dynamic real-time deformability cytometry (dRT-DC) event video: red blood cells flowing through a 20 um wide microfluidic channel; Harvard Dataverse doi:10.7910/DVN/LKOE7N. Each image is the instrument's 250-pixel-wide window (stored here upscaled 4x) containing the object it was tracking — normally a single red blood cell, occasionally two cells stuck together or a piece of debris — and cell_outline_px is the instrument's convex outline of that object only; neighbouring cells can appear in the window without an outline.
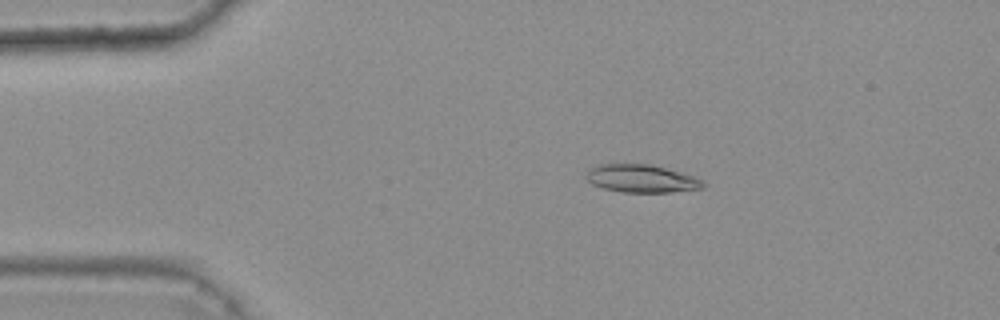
{"species": "common noctule bat (a hibernating species)", "species_latin": "Nyctalus noctula", "temperature_condition": "warm", "stored_images_in_passage": 47, "camera_frame_rate_fps": 3000, "um_per_image_px": 0.085, "animal": {"sex": "female", "body_mass_g": 25.1}, "frame": {"image": 1, "passage_image": 11, "time_ms": 3.333, "image_size_px": [1000, 320], "cell_outline_px": [[708, 184], [704, 188], [668, 192], [620, 192], [604, 188], [592, 184], [584, 176], [592, 168], [600, 164], [648, 164], [664, 168], [692, 176]], "centroid_in_image_um": [54.52, 15.19], "position_along_channel_um": 30.5, "area_um2": 18.67}}
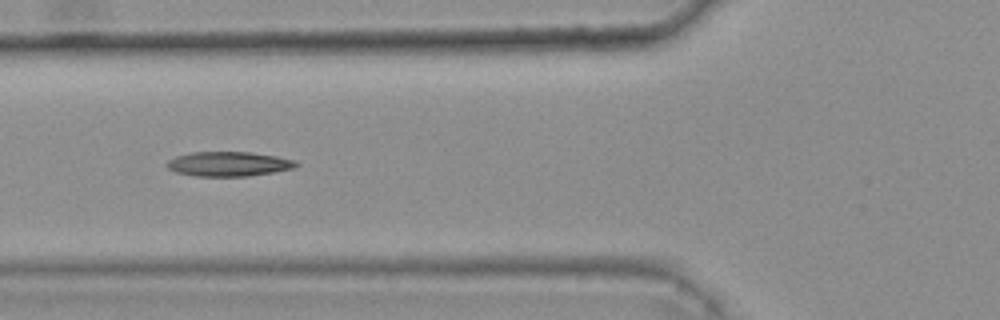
{"frame": {"image": 2, "passage_image": 21, "time_ms": 6.667, "image_size_px": [1000, 320], "cell_outline_px": [[300, 164], [292, 168], [272, 172], [248, 176], [196, 176], [176, 172], [168, 168], [164, 164], [168, 160], [176, 156], [192, 152], [248, 152], [276, 156], [296, 160]], "centroid_in_image_um": [19.41, 13.93], "position_along_channel_um": 106.4, "area_um2": 18.44}}
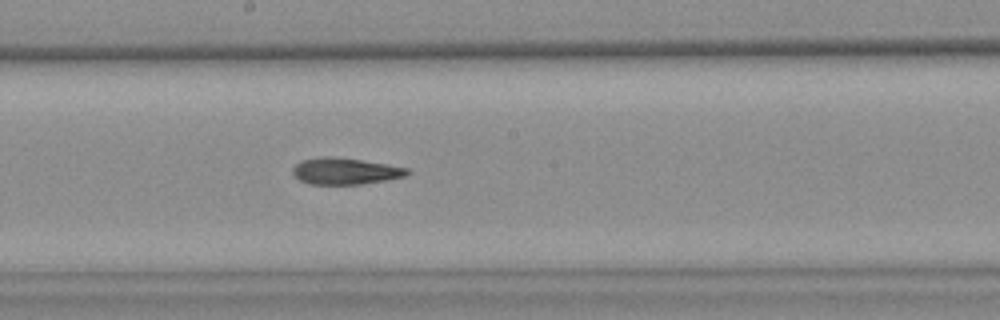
{"frame": {"image": 3, "passage_image": 30, "time_ms": 9.667, "image_size_px": [1000, 320], "cell_outline_px": [[412, 172], [408, 176], [388, 180], [360, 184], [308, 184], [300, 180], [292, 172], [292, 168], [296, 164], [304, 160], [320, 156], [328, 156], [360, 160], [388, 164], [408, 168]], "centroid_in_image_um": [29.39, 14.55], "position_along_channel_um": 218.8, "area_um2": 17.74}, "authors_computed_cell_mechanics": {"area_um2": 18.3226, "velocity_mm_per_s": 3.7475, "shape_relaxation_time_tau1_ms": null, "shape_relaxation_time_tau2_ms": 5.2624, "deformation_change_tau1": null, "deformation_change_tau2": 0.1556}}